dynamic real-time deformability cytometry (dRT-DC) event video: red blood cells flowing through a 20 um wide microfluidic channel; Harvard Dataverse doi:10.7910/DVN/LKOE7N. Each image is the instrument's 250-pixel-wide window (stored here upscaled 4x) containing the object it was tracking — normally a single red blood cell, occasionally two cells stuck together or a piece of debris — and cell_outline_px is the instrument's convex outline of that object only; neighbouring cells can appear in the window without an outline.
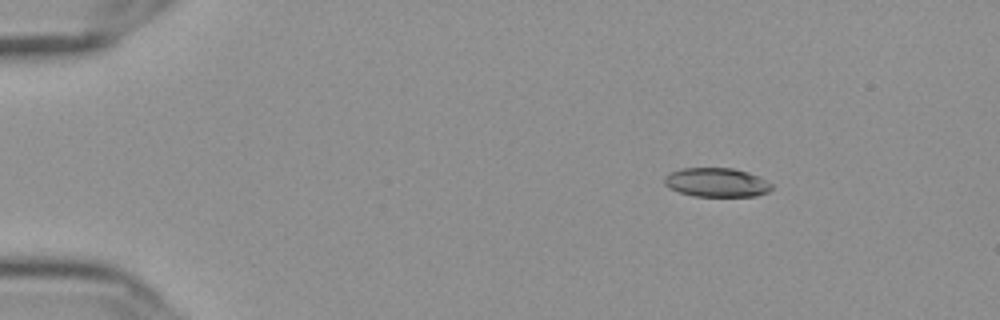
{"species": "Egyptian fruit bat (a non-hibernating species)", "species_latin": "Rousettus aegyptiacus", "temperature_condition": "cold", "stored_images_in_passage": 49, "camera_frame_rate_fps": 3000, "um_per_image_px": 0.085, "frame": {"image": 1, "passage_image": 1, "time_ms": 0.0, "image_size_px": [1000, 320], "cell_outline_px": [[772, 188], [768, 192], [756, 196], [692, 196], [668, 188], [664, 184], [664, 176], [680, 168], [732, 168], [748, 172], [772, 184]], "centroid_in_image_um": [60.87, 15.51], "position_along_channel_um": 24.1, "area_um2": 18.09}}
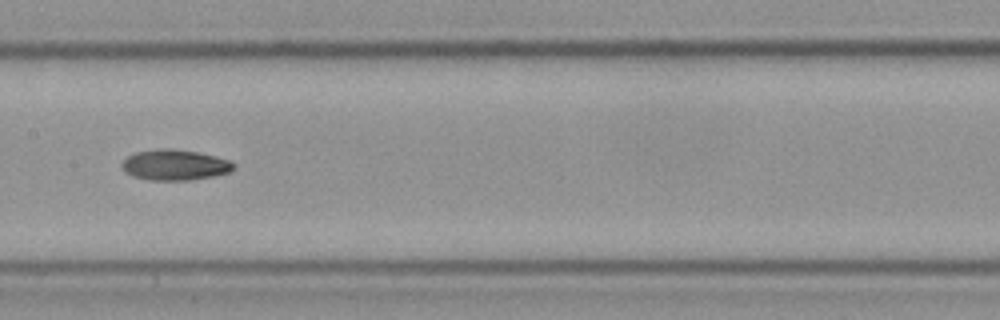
{"frame": {"image": 2, "passage_image": 22, "time_ms": 7.0, "image_size_px": [1000, 320], "cell_outline_px": [[232, 168], [228, 172], [212, 176], [188, 180], [148, 180], [132, 176], [120, 164], [128, 156], [136, 152], [160, 148], [172, 148], [196, 152], [216, 156], [228, 160], [232, 164]], "centroid_in_image_um": [14.81, 14.01], "position_along_channel_um": 192.6, "area_um2": 19.59}}
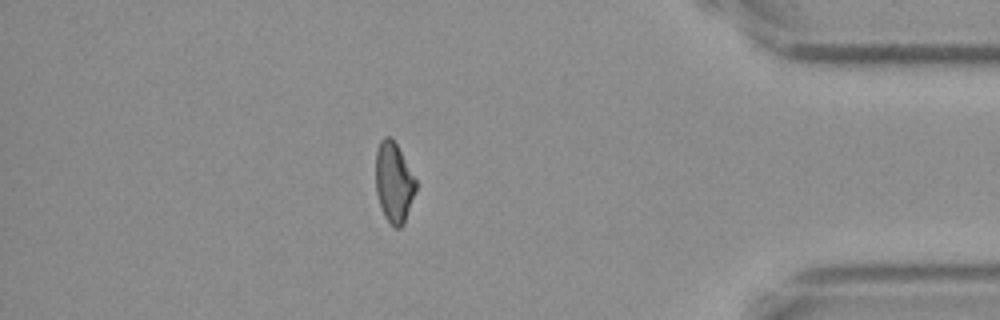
{"frame": {"image": 3, "passage_image": 42, "time_ms": 13.667, "image_size_px": [1000, 320], "cell_outline_px": [[416, 188], [404, 224], [400, 228], [396, 228], [384, 216], [376, 192], [376, 152], [380, 140], [384, 136], [388, 136], [396, 144], [416, 180]], "centroid_in_image_um": [33.46, 15.51], "position_along_channel_um": 401.7, "area_um2": 18.38}, "authors_computed_cell_mechanics": {"area_um2": 19.363, "velocity_mm_per_s": 3.639, "shape_relaxation_time_tau1_ms": 3.0555, "shape_relaxation_time_tau2_ms": 7.4089, "deformation_change_tau1": 0.1284, "deformation_change_tau2": 0.1316}}